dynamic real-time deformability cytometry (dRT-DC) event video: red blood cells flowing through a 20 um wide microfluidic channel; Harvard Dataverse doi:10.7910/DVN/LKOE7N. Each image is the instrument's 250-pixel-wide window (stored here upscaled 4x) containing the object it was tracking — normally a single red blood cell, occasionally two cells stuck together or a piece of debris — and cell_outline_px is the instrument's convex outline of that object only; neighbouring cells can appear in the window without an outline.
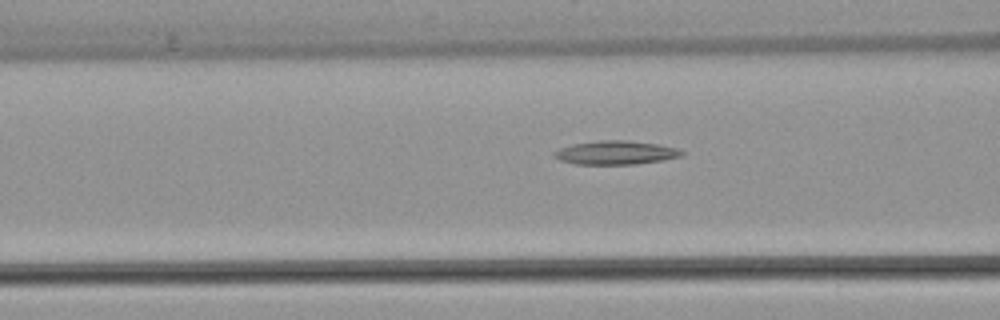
{"species": "common noctule bat (a hibernating species)", "species_latin": "Nyctalus noctula", "temperature_condition": "warm", "stored_images_in_passage": 34, "camera_frame_rate_fps": 3000, "um_per_image_px": 0.085, "animal": {"sex": "female", "body_mass_g": 22.7, "forearm_length_mm": 54.2}, "frame": {"image": 1, "passage_image": 13, "time_ms": 4.0, "image_size_px": [1000, 320], "cell_outline_px": [[684, 156], [664, 160], [636, 164], [576, 164], [560, 160], [552, 156], [552, 152], [560, 148], [572, 144], [600, 140], [628, 140], [656, 144], [676, 148], [684, 152]], "centroid_in_image_um": [52.33, 12.97], "position_along_channel_um": 114.3, "area_um2": 17.69}}
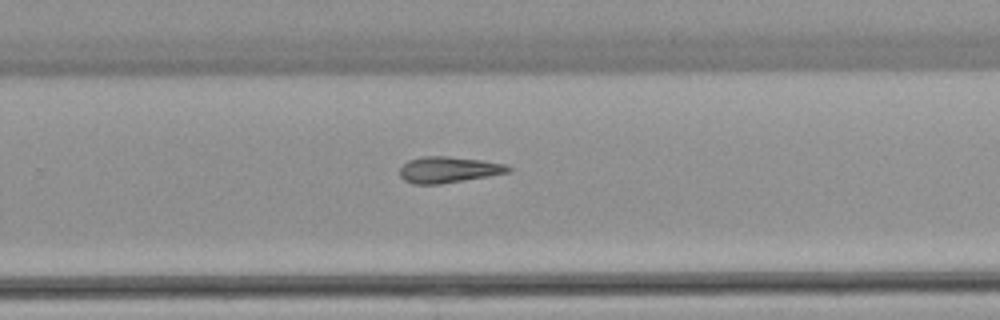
{"frame": {"image": 2, "passage_image": 26, "time_ms": 8.333, "image_size_px": [1000, 320], "cell_outline_px": [[512, 172], [440, 184], [412, 184], [404, 180], [400, 176], [400, 168], [408, 160], [424, 156], [448, 156], [484, 160], [504, 164], [512, 168]], "centroid_in_image_um": [38.13, 14.42], "position_along_channel_um": 291.7, "area_um2": 16.59}}
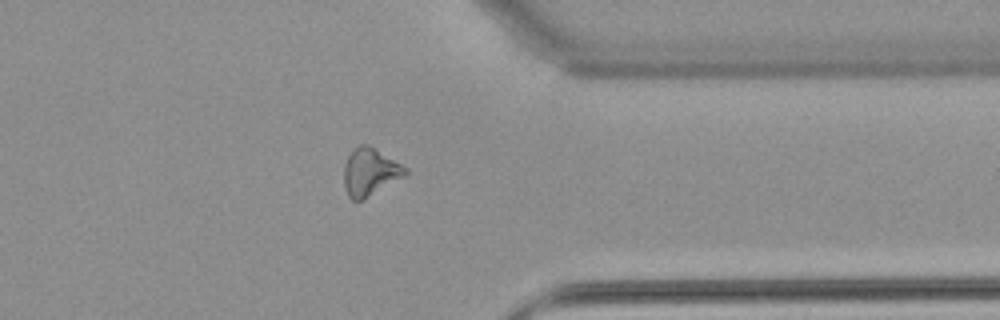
{"frame": {"image": 3, "passage_image": 33, "time_ms": 10.667, "image_size_px": [1000, 320], "cell_outline_px": [[408, 172], [404, 176], [360, 200], [352, 200], [348, 196], [344, 188], [344, 164], [352, 148], [360, 144], [368, 144], [376, 148], [408, 168]], "centroid_in_image_um": [31.43, 14.57], "position_along_channel_um": 380.0, "area_um2": 16.88}}